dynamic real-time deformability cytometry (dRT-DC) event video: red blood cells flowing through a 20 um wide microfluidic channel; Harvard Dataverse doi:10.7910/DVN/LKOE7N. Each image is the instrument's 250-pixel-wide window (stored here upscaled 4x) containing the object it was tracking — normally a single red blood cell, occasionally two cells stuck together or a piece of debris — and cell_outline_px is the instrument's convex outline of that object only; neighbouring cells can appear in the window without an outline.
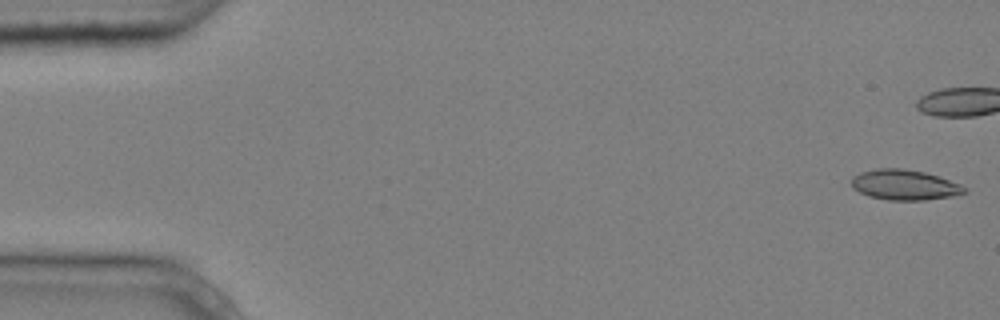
{"species": "common noctule bat (a hibernating species)", "species_latin": "Nyctalus noctula", "temperature_condition": "cold", "stored_images_in_passage": 6, "camera_frame_rate_fps": 3000, "um_per_image_px": 0.085, "animal": {"sex": "male", "body_mass_g": 20.4}, "frame": {"image": 1, "passage_image": 1, "time_ms": 0.0, "image_size_px": [1000, 320], "cell_outline_px": [[968, 192], [948, 196], [924, 200], [888, 200], [868, 196], [852, 188], [852, 176], [860, 172], [876, 168], [904, 168], [924, 172], [948, 180], [968, 188]], "centroid_in_image_um": [76.84, 15.7], "position_along_channel_um": 8.2, "area_um2": 19.83}}
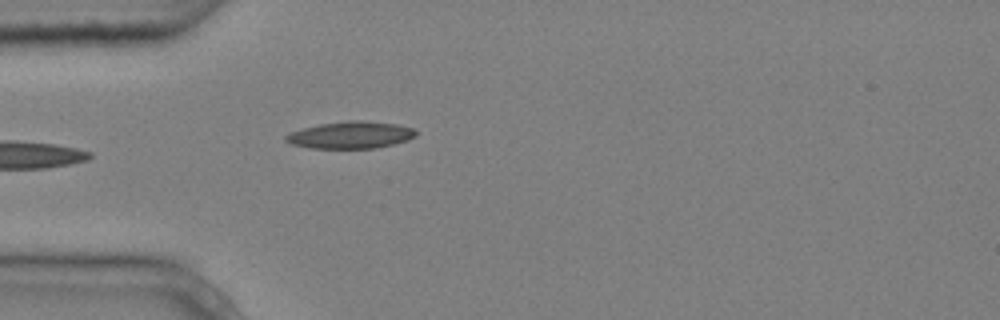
{"frame": {"image": 2, "passage_image": 6, "time_ms": 1.667, "image_size_px": [1000, 320], "cell_outline_px": [[416, 136], [408, 140], [376, 148], [308, 148], [292, 144], [284, 140], [284, 136], [288, 132], [320, 124], [348, 120], [360, 120], [396, 124], [412, 128], [416, 132]], "centroid_in_image_um": [29.77, 11.47], "position_along_channel_um": 55.2, "area_um2": 20.46}}